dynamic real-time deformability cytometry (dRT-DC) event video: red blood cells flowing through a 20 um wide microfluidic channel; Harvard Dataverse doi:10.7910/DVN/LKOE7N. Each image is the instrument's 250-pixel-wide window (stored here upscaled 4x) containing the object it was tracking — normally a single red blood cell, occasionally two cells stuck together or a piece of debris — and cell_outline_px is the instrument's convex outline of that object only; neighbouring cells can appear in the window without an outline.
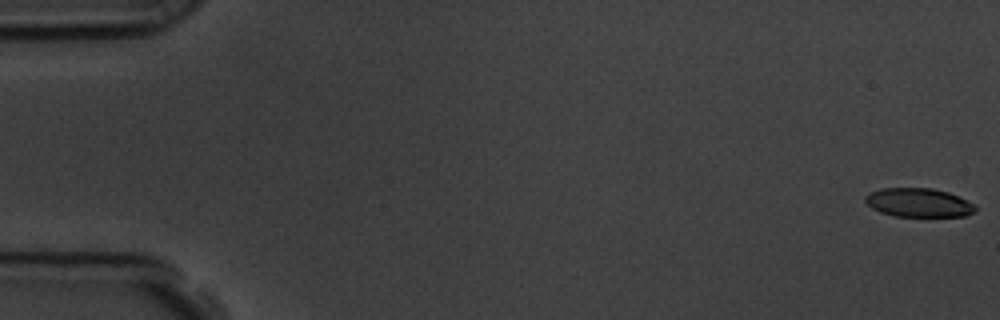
{"species": "common noctule bat (a hibernating species)", "species_latin": "Nyctalus noctula", "temperature_condition": "room temperature", "stored_images_in_passage": 58, "camera_frame_rate_fps": 3000, "um_per_image_px": 0.085, "animal": {"sex": "male", "body_mass_g": 19.5, "forearm_length_mm": 54.6}, "frame": {"image": 1, "passage_image": 1, "time_ms": 0.0, "image_size_px": [1000, 320], "cell_outline_px": [[976, 208], [972, 212], [964, 216], [892, 216], [880, 212], [872, 208], [864, 200], [864, 196], [880, 188], [932, 188], [948, 192], [976, 204]], "centroid_in_image_um": [78.06, 17.22], "position_along_channel_um": 6.9, "area_um2": 18.44}}
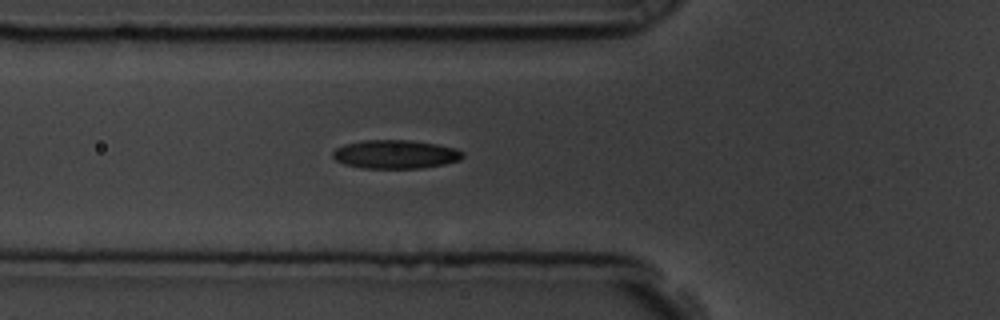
{"frame": {"image": 2, "passage_image": 21, "time_ms": 6.667, "image_size_px": [1000, 320], "cell_outline_px": [[464, 156], [460, 160], [444, 164], [424, 168], [364, 168], [344, 164], [336, 160], [332, 156], [332, 152], [336, 148], [344, 144], [364, 140], [408, 140], [436, 144], [456, 148], [464, 152]], "centroid_in_image_um": [33.62, 13.11], "position_along_channel_um": 92.2, "area_um2": 21.73}}
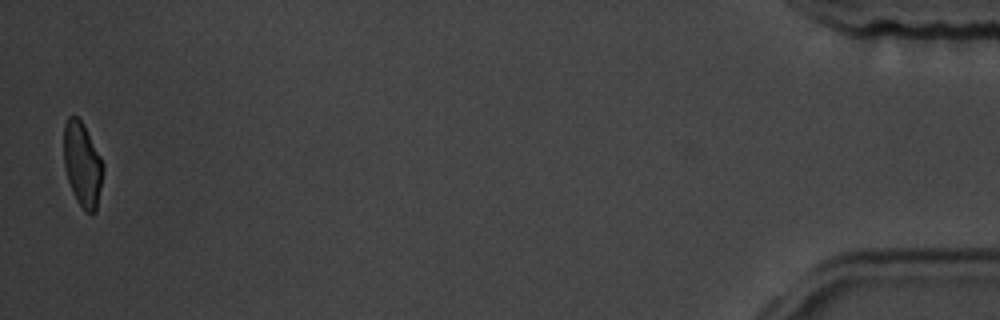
{"frame": {"image": 3, "passage_image": 57, "time_ms": 18.667, "image_size_px": [1000, 320], "cell_outline_px": [[104, 168], [96, 212], [92, 216], [76, 200], [72, 192], [64, 168], [64, 124], [68, 116], [76, 116], [84, 124], [104, 164]], "centroid_in_image_um": [7.0, 13.97], "position_along_channel_um": 428.2, "area_um2": 19.36}, "authors_computed_cell_mechanics": {"area_um2": 20.7791, "velocity_mm_per_s": 3.5756, "shape_relaxation_time_tau1_ms": 4.0151, "shape_relaxation_time_tau2_ms": 2.8316, "deformation_change_tau1": 0.1202, "deformation_change_tau2": 0.0889}}